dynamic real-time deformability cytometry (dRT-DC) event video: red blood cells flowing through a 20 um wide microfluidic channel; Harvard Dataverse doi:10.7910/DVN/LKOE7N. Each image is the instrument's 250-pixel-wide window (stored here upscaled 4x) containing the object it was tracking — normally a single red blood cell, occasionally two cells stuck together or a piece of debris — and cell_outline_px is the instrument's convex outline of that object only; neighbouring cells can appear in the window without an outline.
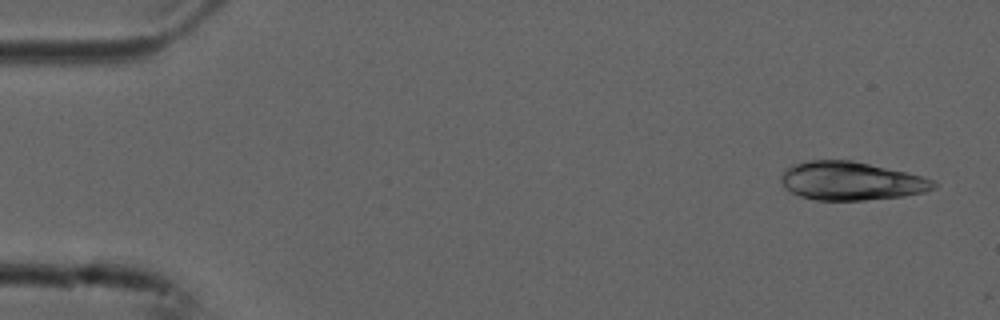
{"species": "common noctule bat (a hibernating species)", "species_latin": "Nyctalus noctula", "temperature_condition": "cold", "stored_images_in_passage": 5, "camera_frame_rate_fps": 3000, "um_per_image_px": 0.085, "animal": {"sex": "male", "forearm_length_mm": 52.5}, "frame": {"image": 1, "passage_image": 1, "time_ms": 0.0, "image_size_px": [1000, 320], "cell_outline_px": [[936, 188], [924, 192], [904, 196], [864, 200], [816, 200], [800, 196], [784, 188], [780, 180], [780, 176], [788, 168], [796, 164], [812, 160], [852, 160], [908, 172], [932, 180], [936, 184]], "centroid_in_image_um": [72.35, 15.39], "position_along_channel_um": 12.7, "area_um2": 34.04}}